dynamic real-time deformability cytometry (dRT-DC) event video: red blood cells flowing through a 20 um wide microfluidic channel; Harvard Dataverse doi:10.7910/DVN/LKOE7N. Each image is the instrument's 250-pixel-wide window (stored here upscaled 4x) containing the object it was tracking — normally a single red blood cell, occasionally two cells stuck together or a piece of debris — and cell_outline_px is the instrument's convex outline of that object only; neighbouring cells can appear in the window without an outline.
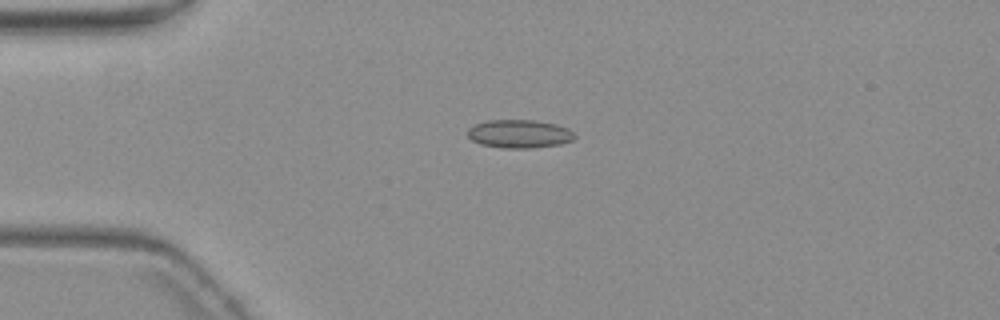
{"species": "common noctule bat (a hibernating species)", "species_latin": "Nyctalus noctula", "temperature_condition": "warm", "stored_images_in_passage": 5, "camera_frame_rate_fps": 3000, "um_per_image_px": 0.085, "animal": {"sex": "female", "body_mass_g": 19.3, "forearm_length_mm": 54.1}, "frame": {"image": 1, "passage_image": 4, "time_ms": 3.667, "image_size_px": [1000, 320], "cell_outline_px": [[576, 136], [572, 140], [560, 144], [532, 148], [504, 148], [480, 144], [472, 140], [468, 136], [468, 128], [472, 124], [488, 120], [536, 120], [556, 124], [568, 128]], "centroid_in_image_um": [44.12, 11.37], "position_along_channel_um": 40.9, "area_um2": 17.74}}